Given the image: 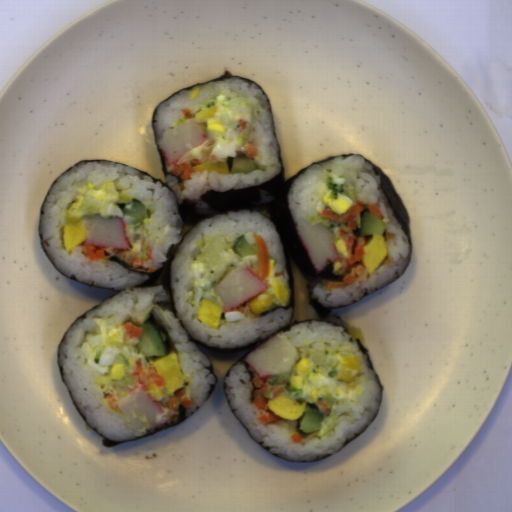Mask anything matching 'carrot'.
<instances>
[{"label": "carrot", "instance_id": "obj_1", "mask_svg": "<svg viewBox=\"0 0 512 512\" xmlns=\"http://www.w3.org/2000/svg\"><path fill=\"white\" fill-rule=\"evenodd\" d=\"M368 211L373 219L383 220V215L376 202L363 203L362 201H354L343 214H337L331 209H325L321 212V217L330 219L338 223H345L348 232L339 230L340 239L344 240L347 246L349 257L345 259L347 263V271L342 281L329 282L326 291L332 289H344L347 284L357 282L358 278L367 272V267L362 261L367 239L366 236L356 237L352 232L361 228V215L364 211Z\"/></svg>", "mask_w": 512, "mask_h": 512}, {"label": "carrot", "instance_id": "obj_2", "mask_svg": "<svg viewBox=\"0 0 512 512\" xmlns=\"http://www.w3.org/2000/svg\"><path fill=\"white\" fill-rule=\"evenodd\" d=\"M251 382L255 387L251 405L261 410V414L257 417L258 422L261 425H265L281 418L269 410L267 405L269 399H266L263 395L265 392H271L272 399L279 396L284 390V384H270L265 378L260 379L257 374Z\"/></svg>", "mask_w": 512, "mask_h": 512}, {"label": "carrot", "instance_id": "obj_3", "mask_svg": "<svg viewBox=\"0 0 512 512\" xmlns=\"http://www.w3.org/2000/svg\"><path fill=\"white\" fill-rule=\"evenodd\" d=\"M132 374L134 377H136L137 385L144 383L146 388L150 382H154L156 386L161 390L166 384L165 378L158 374L157 369L153 364H150L147 370L144 369L140 356L135 361V369Z\"/></svg>", "mask_w": 512, "mask_h": 512}, {"label": "carrot", "instance_id": "obj_4", "mask_svg": "<svg viewBox=\"0 0 512 512\" xmlns=\"http://www.w3.org/2000/svg\"><path fill=\"white\" fill-rule=\"evenodd\" d=\"M256 241L258 249L259 273L258 278L262 281L269 277L270 255L266 240L259 234H251Z\"/></svg>", "mask_w": 512, "mask_h": 512}, {"label": "carrot", "instance_id": "obj_5", "mask_svg": "<svg viewBox=\"0 0 512 512\" xmlns=\"http://www.w3.org/2000/svg\"><path fill=\"white\" fill-rule=\"evenodd\" d=\"M198 164H201V160L192 158L191 164L187 161H179L172 166L170 172L181 180L177 183L179 191H184V181H191L192 173H195L194 167Z\"/></svg>", "mask_w": 512, "mask_h": 512}, {"label": "carrot", "instance_id": "obj_6", "mask_svg": "<svg viewBox=\"0 0 512 512\" xmlns=\"http://www.w3.org/2000/svg\"><path fill=\"white\" fill-rule=\"evenodd\" d=\"M193 401L182 391H178L169 400L168 409L171 422L178 416V406L182 405L184 408L192 407Z\"/></svg>", "mask_w": 512, "mask_h": 512}, {"label": "carrot", "instance_id": "obj_7", "mask_svg": "<svg viewBox=\"0 0 512 512\" xmlns=\"http://www.w3.org/2000/svg\"><path fill=\"white\" fill-rule=\"evenodd\" d=\"M82 244V253L91 260H103L106 257L105 250L96 249L94 246H85Z\"/></svg>", "mask_w": 512, "mask_h": 512}, {"label": "carrot", "instance_id": "obj_8", "mask_svg": "<svg viewBox=\"0 0 512 512\" xmlns=\"http://www.w3.org/2000/svg\"><path fill=\"white\" fill-rule=\"evenodd\" d=\"M124 332L127 334L129 338H137L139 340L141 334L143 333V327H138L137 325H133L130 322H126L123 326Z\"/></svg>", "mask_w": 512, "mask_h": 512}, {"label": "carrot", "instance_id": "obj_9", "mask_svg": "<svg viewBox=\"0 0 512 512\" xmlns=\"http://www.w3.org/2000/svg\"><path fill=\"white\" fill-rule=\"evenodd\" d=\"M238 311L240 314H242L243 316L248 317V318H258L259 319V317L261 315V313L260 314L253 313L251 308L249 307L248 303L245 305H242L238 309Z\"/></svg>", "mask_w": 512, "mask_h": 512}, {"label": "carrot", "instance_id": "obj_10", "mask_svg": "<svg viewBox=\"0 0 512 512\" xmlns=\"http://www.w3.org/2000/svg\"><path fill=\"white\" fill-rule=\"evenodd\" d=\"M243 154L246 155L247 157H250L253 159V157L255 155H257L258 153H257L255 147L251 143H247V144H245V150H244Z\"/></svg>", "mask_w": 512, "mask_h": 512}, {"label": "carrot", "instance_id": "obj_11", "mask_svg": "<svg viewBox=\"0 0 512 512\" xmlns=\"http://www.w3.org/2000/svg\"><path fill=\"white\" fill-rule=\"evenodd\" d=\"M129 264L132 267V269L144 268V261L140 257H135L131 259Z\"/></svg>", "mask_w": 512, "mask_h": 512}, {"label": "carrot", "instance_id": "obj_12", "mask_svg": "<svg viewBox=\"0 0 512 512\" xmlns=\"http://www.w3.org/2000/svg\"><path fill=\"white\" fill-rule=\"evenodd\" d=\"M319 412H322V413H326L328 410H329V407H328V404L326 401L324 400H319L318 402L315 403Z\"/></svg>", "mask_w": 512, "mask_h": 512}, {"label": "carrot", "instance_id": "obj_13", "mask_svg": "<svg viewBox=\"0 0 512 512\" xmlns=\"http://www.w3.org/2000/svg\"><path fill=\"white\" fill-rule=\"evenodd\" d=\"M288 437L290 438V440L292 442H297L298 443V442H301V440H302V438H301V436H300V434L298 432L295 433V434H292V435H290Z\"/></svg>", "mask_w": 512, "mask_h": 512}, {"label": "carrot", "instance_id": "obj_14", "mask_svg": "<svg viewBox=\"0 0 512 512\" xmlns=\"http://www.w3.org/2000/svg\"><path fill=\"white\" fill-rule=\"evenodd\" d=\"M184 116L186 117V119H190V118H195L194 114L191 113L190 110H182Z\"/></svg>", "mask_w": 512, "mask_h": 512}, {"label": "carrot", "instance_id": "obj_15", "mask_svg": "<svg viewBox=\"0 0 512 512\" xmlns=\"http://www.w3.org/2000/svg\"><path fill=\"white\" fill-rule=\"evenodd\" d=\"M238 122H239L240 127H241L243 130H247V128H248L247 121H244V120H241V119H240V120H238Z\"/></svg>", "mask_w": 512, "mask_h": 512}, {"label": "carrot", "instance_id": "obj_16", "mask_svg": "<svg viewBox=\"0 0 512 512\" xmlns=\"http://www.w3.org/2000/svg\"><path fill=\"white\" fill-rule=\"evenodd\" d=\"M146 251H147L148 259H149V258H153V255H152V251H151L150 246H147Z\"/></svg>", "mask_w": 512, "mask_h": 512}, {"label": "carrot", "instance_id": "obj_17", "mask_svg": "<svg viewBox=\"0 0 512 512\" xmlns=\"http://www.w3.org/2000/svg\"><path fill=\"white\" fill-rule=\"evenodd\" d=\"M156 270H158V269H156V268H152V267H150V266H149V267H147V269H146V273H153V272H155Z\"/></svg>", "mask_w": 512, "mask_h": 512}]
</instances>
